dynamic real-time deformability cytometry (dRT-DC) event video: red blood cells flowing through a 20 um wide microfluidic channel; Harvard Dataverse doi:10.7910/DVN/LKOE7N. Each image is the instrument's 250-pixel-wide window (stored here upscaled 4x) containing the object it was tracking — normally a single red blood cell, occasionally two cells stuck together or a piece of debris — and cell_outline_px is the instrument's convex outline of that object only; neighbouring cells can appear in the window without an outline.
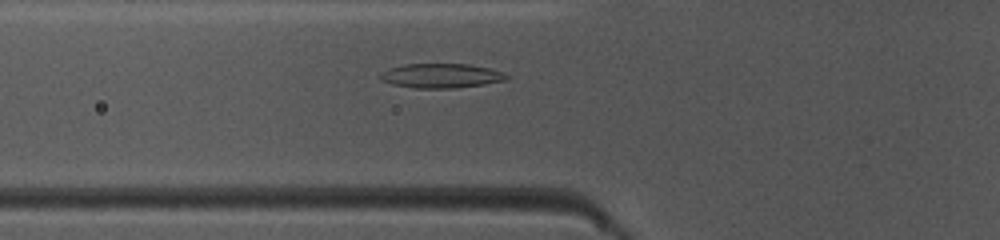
{"species": "common noctule bat (a hibernating species)", "species_latin": "Nyctalus noctula", "temperature_condition": "warm", "stored_images_in_passage": 33, "camera_frame_rate_fps": 3000, "um_per_image_px": 0.085, "animal": {"sex": "female", "body_mass_g": 10.0, "forearm_length_mm": 53.1}, "frame": {"image": 1, "passage_image": 7, "time_ms": 2.0, "image_size_px": [1000, 240], "cell_outline_px": [[508, 80], [484, 84], [456, 88], [412, 88], [392, 84], [380, 80], [376, 76], [380, 72], [388, 68], [404, 64], [468, 64], [488, 68], [504, 72], [508, 76]], "centroid_in_image_um": [37.44, 6.44], "position_along_channel_um": 88.4, "area_um2": 18.21}}
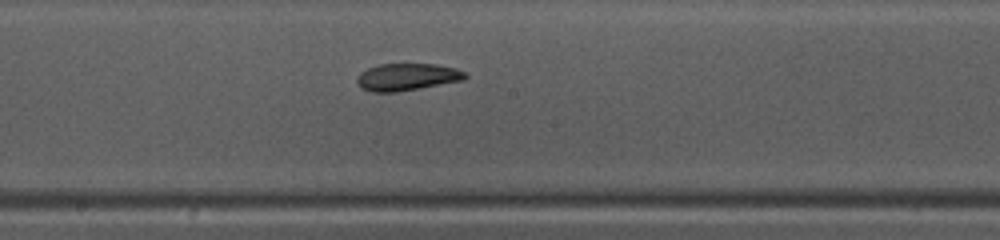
{"frame": {"image": 2, "passage_image": 16, "time_ms": 5.0, "image_size_px": [1000, 240], "cell_outline_px": [[468, 76], [464, 80], [420, 88], [396, 92], [372, 92], [360, 88], [356, 80], [356, 76], [360, 72], [368, 68], [380, 64], [436, 64], [456, 68], [464, 72]], "centroid_in_image_um": [34.57, 6.54], "position_along_channel_um": 213.6, "area_um2": 17.22}}
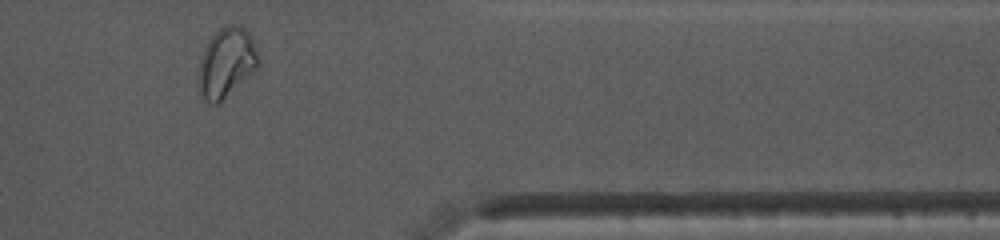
{"frame": {"image": 3, "passage_image": 30, "time_ms": 9.667, "image_size_px": [1000, 240], "cell_outline_px": [[256, 68], [252, 72], [216, 104], [212, 104], [204, 100], [200, 92], [200, 60], [204, 48], [208, 40], [220, 28], [228, 24], [240, 24], [252, 36], [256, 52]], "centroid_in_image_um": [19.22, 5.26], "position_along_channel_um": 392.2, "area_um2": 23.35}, "authors_computed_cell_mechanics": {"area_um2": 17.5134, "velocity_mm_per_s": 4.1409, "shape_relaxation_time_tau1_ms": null, "shape_relaxation_time_tau2_ms": 4.6282, "deformation_change_tau1": null, "deformation_change_tau2": 0.1009}}